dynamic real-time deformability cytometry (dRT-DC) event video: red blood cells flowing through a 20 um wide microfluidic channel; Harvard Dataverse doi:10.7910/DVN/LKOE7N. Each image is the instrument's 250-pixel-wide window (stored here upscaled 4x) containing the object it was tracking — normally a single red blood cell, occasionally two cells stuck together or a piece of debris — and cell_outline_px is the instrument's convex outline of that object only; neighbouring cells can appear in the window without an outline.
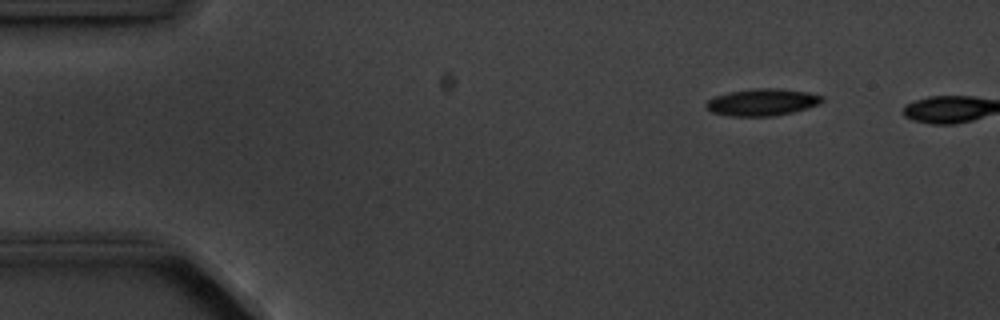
{"species": "common noctule bat (a hibernating species)", "species_latin": "Nyctalus noctula", "temperature_condition": "cold", "stored_images_in_passage": 5, "camera_frame_rate_fps": 3000, "um_per_image_px": 0.085, "animal": {"sex": "male", "body_mass_g": 20.1, "forearm_length_mm": 53.5}, "frame": {"image": 1, "passage_image": 5, "time_ms": 4.667, "image_size_px": [1000, 320], "cell_outline_px": [[824, 100], [820, 104], [792, 112], [772, 116], [732, 116], [712, 112], [704, 104], [708, 100], [716, 96], [728, 92], [756, 88], [776, 88], [808, 92], [824, 96]], "centroid_in_image_um": [64.81, 8.68], "position_along_channel_um": 20.2, "area_um2": 18.15}}